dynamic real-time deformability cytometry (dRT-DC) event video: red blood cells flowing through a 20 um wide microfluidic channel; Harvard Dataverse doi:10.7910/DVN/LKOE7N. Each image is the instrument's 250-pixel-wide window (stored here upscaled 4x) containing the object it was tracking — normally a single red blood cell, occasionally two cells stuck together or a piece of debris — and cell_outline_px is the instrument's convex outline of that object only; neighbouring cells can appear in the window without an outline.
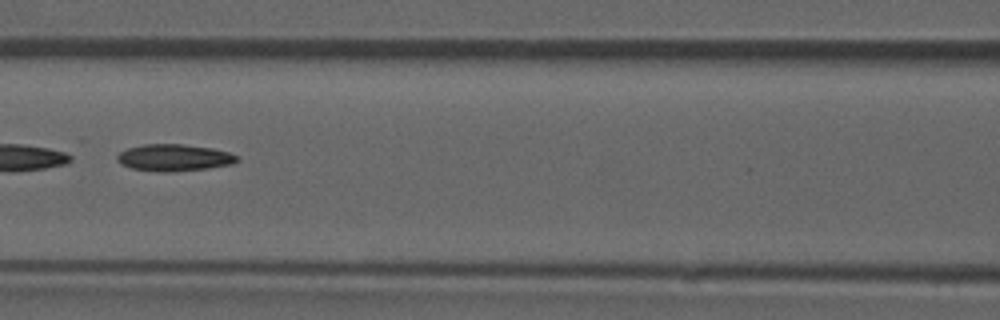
{"species": "common noctule bat (a hibernating species)", "species_latin": "Nyctalus noctula", "temperature_condition": "room temperature", "stored_images_in_passage": 38, "camera_frame_rate_fps": 3000, "um_per_image_px": 0.085, "animal": {"sex": "male", "forearm_length_mm": 52.5}, "frame": {"image": 1, "passage_image": 22, "time_ms": 7.0, "image_size_px": [1000, 320], "cell_outline_px": [[240, 160], [232, 164], [208, 168], [168, 172], [132, 168], [120, 164], [116, 160], [116, 156], [120, 152], [128, 148], [144, 144], [184, 144], [212, 148], [228, 152], [240, 156]], "centroid_in_image_um": [14.82, 13.39], "position_along_channel_um": 151.8, "area_um2": 18.73}}